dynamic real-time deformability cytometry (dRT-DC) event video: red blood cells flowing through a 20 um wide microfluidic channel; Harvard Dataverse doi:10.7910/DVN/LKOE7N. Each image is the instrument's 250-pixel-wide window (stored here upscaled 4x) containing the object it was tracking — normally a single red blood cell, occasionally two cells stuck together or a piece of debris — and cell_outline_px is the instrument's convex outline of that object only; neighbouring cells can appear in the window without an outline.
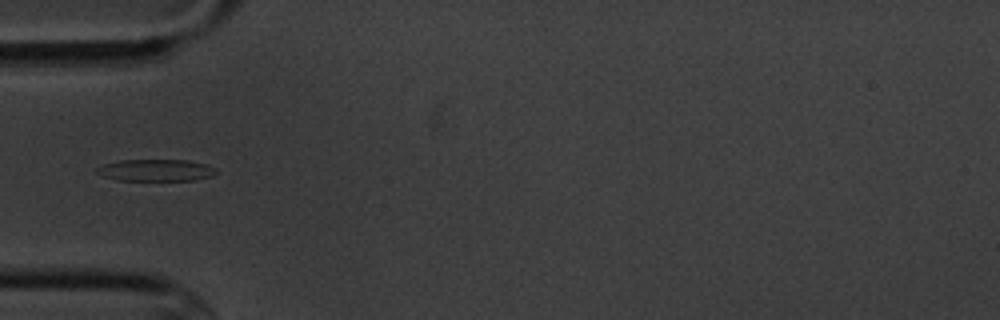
{"species": "common noctule bat (a hibernating species)", "species_latin": "Nyctalus noctula", "temperature_condition": "cold", "stored_images_in_passage": 15, "camera_frame_rate_fps": 3000, "um_per_image_px": 0.085, "animal": {"sex": "male", "body_mass_g": 20.1, "forearm_length_mm": 53.5}, "frame": {"image": 1, "passage_image": 5, "time_ms": 5.667, "image_size_px": [1000, 320], "cell_outline_px": [[216, 172], [212, 176], [196, 180], [116, 180], [104, 176], [96, 172], [96, 168], [104, 164], [120, 160], [188, 160], [204, 164], [216, 168]], "centroid_in_image_um": [13.25, 14.47], "position_along_channel_um": 71.8, "area_um2": 15.09}}
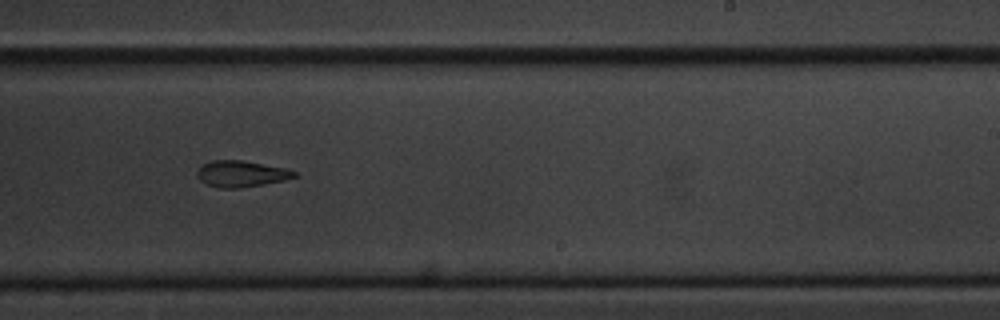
{"frame": {"image": 2, "passage_image": 10, "time_ms": 11.333, "image_size_px": [1000, 320], "cell_outline_px": [[300, 176], [284, 180], [264, 184], [240, 188], [220, 188], [208, 184], [200, 180], [196, 176], [196, 172], [200, 164], [212, 160], [244, 160], [288, 168], [296, 172]], "centroid_in_image_um": [20.52, 14.76], "position_along_channel_um": 268.5, "area_um2": 15.2}}
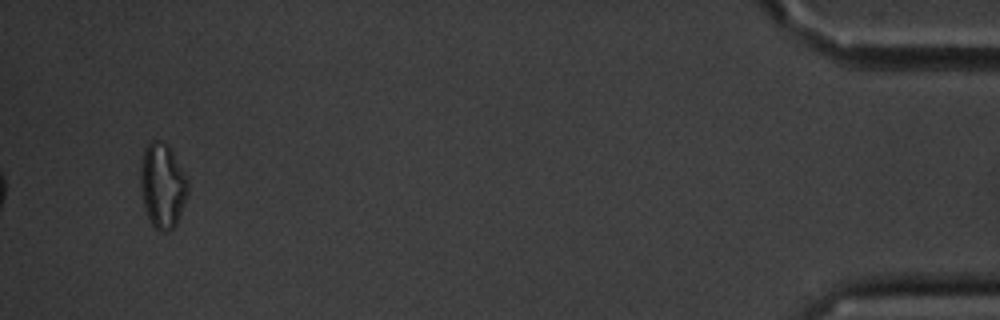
{"frame": {"image": 3, "passage_image": 15, "time_ms": 18.0, "image_size_px": [1000, 320], "cell_outline_px": [[188, 196], [176, 224], [172, 228], [164, 232], [160, 232], [152, 224], [148, 216], [144, 204], [140, 184], [140, 168], [144, 148], [152, 140], [156, 140], [168, 144], [184, 172], [188, 180]], "centroid_in_image_um": [13.82, 15.76], "position_along_channel_um": 421.4, "area_um2": 23.35}, "authors_computed_cell_mechanics": {"area_um2": 15.9528, "velocity_mm_per_s": 3.4645, "shape_relaxation_time_tau1_ms": 6.4728, "shape_relaxation_time_tau2_ms": 7.1161, "deformation_change_tau1": 0.195, "deformation_change_tau2": 0.1576}}